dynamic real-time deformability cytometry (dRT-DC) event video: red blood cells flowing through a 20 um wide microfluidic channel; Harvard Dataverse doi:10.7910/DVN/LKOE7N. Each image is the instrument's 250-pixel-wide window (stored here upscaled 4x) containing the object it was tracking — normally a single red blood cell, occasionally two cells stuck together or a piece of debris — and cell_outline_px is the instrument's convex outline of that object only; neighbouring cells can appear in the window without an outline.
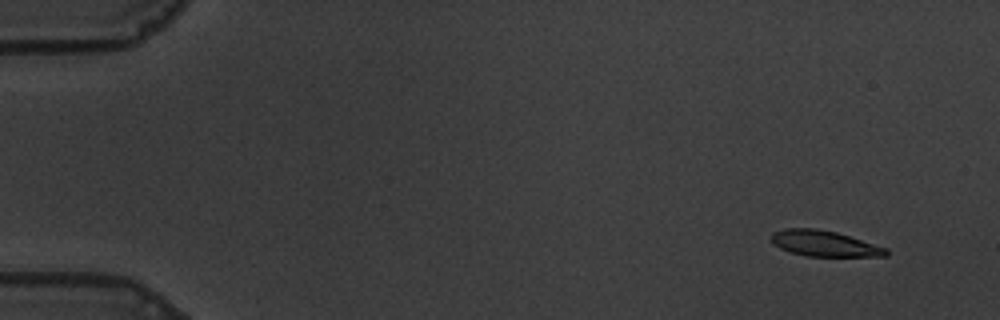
{"species": "common noctule bat (a hibernating species)", "species_latin": "Nyctalus noctula", "temperature_condition": "warm", "stored_images_in_passage": 54, "camera_frame_rate_fps": 3000, "um_per_image_px": 0.085, "animal": {"sex": "male", "body_mass_g": 19.5, "forearm_length_mm": 54.6}, "frame": {"image": 1, "passage_image": 1, "time_ms": 0.0, "image_size_px": [1000, 320], "cell_outline_px": [[888, 256], [804, 256], [780, 248], [772, 244], [772, 232], [784, 228], [816, 228], [836, 232], [888, 248]], "centroid_in_image_um": [70.06, 20.69], "position_along_channel_um": 14.9, "area_um2": 17.22}}
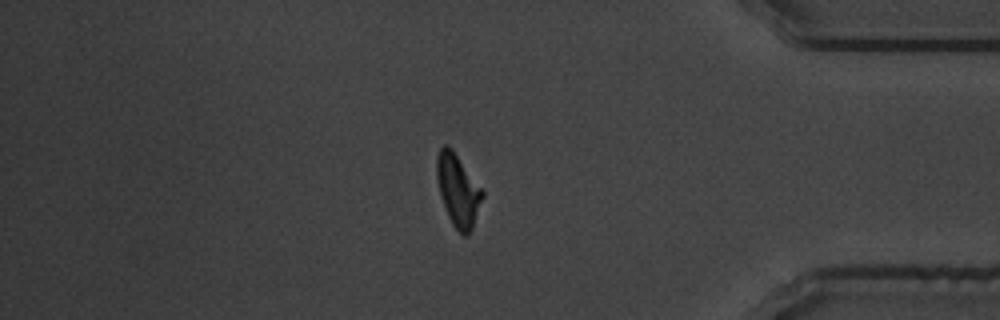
{"frame": {"image": 2, "passage_image": 46, "time_ms": 15.0, "image_size_px": [1000, 320], "cell_outline_px": [[484, 196], [472, 228], [468, 236], [464, 236], [452, 224], [448, 216], [440, 196], [436, 176], [436, 156], [440, 148], [444, 144], [448, 144], [452, 148], [484, 192]], "centroid_in_image_um": [38.91, 16.15], "position_along_channel_um": 396.3, "area_um2": 19.19}}
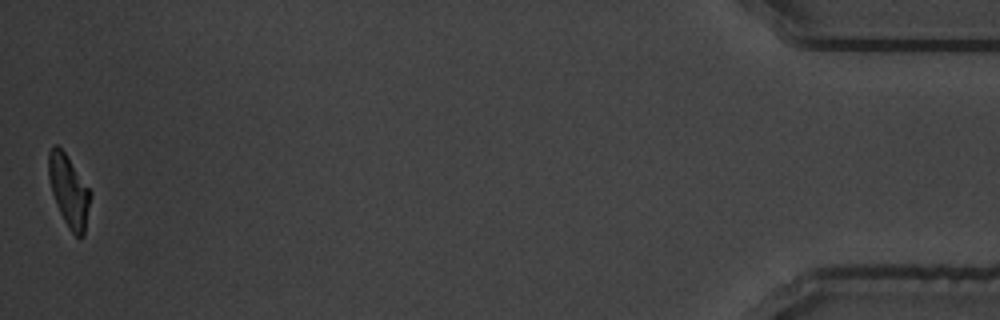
{"frame": {"image": 3, "passage_image": 54, "time_ms": 17.667, "image_size_px": [1000, 320], "cell_outline_px": [[92, 196], [84, 236], [76, 236], [72, 232], [64, 220], [60, 212], [52, 192], [48, 176], [48, 152], [56, 144], [64, 152], [92, 192]], "centroid_in_image_um": [5.87, 16.24], "position_along_channel_um": 429.3, "area_um2": 17.28}, "authors_computed_cell_mechanics": {"area_um2": 18.785, "velocity_mm_per_s": 3.5626, "shape_relaxation_time_tau1_ms": 4.5393, "shape_relaxation_time_tau2_ms": 3.7003, "deformation_change_tau1": 0.1721, "deformation_change_tau2": 0.129}}